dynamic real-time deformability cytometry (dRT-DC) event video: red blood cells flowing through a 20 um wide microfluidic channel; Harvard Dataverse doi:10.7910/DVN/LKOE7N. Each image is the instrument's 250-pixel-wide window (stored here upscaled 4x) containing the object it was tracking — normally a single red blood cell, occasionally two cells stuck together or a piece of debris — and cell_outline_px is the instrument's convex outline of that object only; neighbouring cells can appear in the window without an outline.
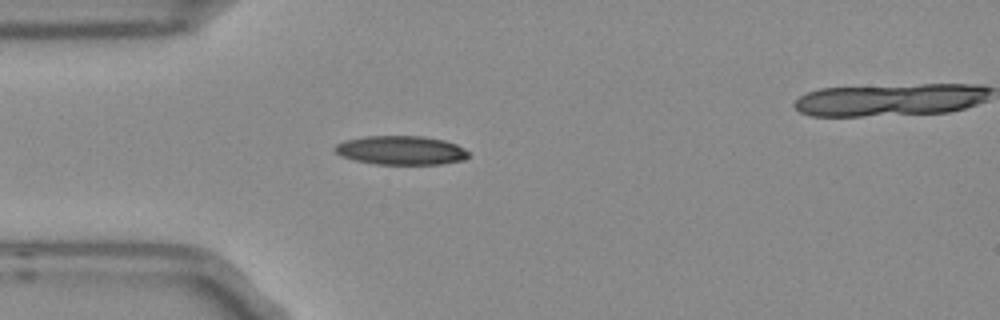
{"species": "Egyptian fruit bat (a non-hibernating species)", "species_latin": "Rousettus aegyptiacus", "temperature_condition": "room temperature", "stored_images_in_passage": 2, "camera_frame_rate_fps": 3000, "um_per_image_px": 0.085, "frame": {"image": 1, "passage_image": 1, "time_ms": 0.0, "image_size_px": [1000, 320], "cell_outline_px": [[468, 156], [464, 160], [440, 164], [376, 164], [356, 160], [340, 156], [332, 148], [336, 144], [344, 140], [364, 136], [424, 136], [444, 140], [456, 144], [464, 148], [468, 152]], "centroid_in_image_um": [34.06, 12.77], "position_along_channel_um": 50.9, "area_um2": 22.6}}